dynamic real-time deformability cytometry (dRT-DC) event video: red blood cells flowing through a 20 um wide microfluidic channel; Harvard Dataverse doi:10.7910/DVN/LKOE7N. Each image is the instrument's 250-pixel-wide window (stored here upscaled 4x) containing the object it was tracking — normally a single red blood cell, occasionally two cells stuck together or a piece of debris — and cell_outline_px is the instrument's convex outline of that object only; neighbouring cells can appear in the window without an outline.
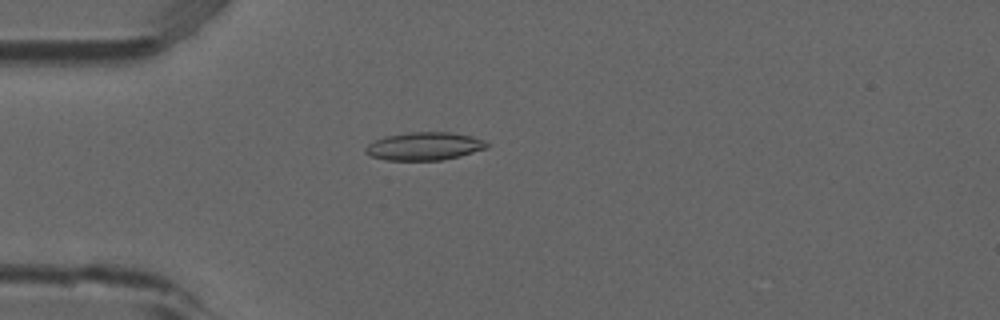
{"species": "common noctule bat (a hibernating species)", "species_latin": "Nyctalus noctula", "temperature_condition": "room temperature", "stored_images_in_passage": 5, "camera_frame_rate_fps": 3000, "um_per_image_px": 0.085, "animal": {"sex": "male", "forearm_length_mm": 52.5}, "frame": {"image": 1, "passage_image": 4, "time_ms": 1.0, "image_size_px": [1000, 320], "cell_outline_px": [[488, 148], [460, 156], [440, 160], [388, 160], [368, 156], [364, 152], [364, 148], [368, 144], [384, 136], [408, 132], [452, 132], [472, 136], [484, 140], [488, 144]], "centroid_in_image_um": [36.05, 12.42], "position_along_channel_um": 48.9, "area_um2": 19.94}}